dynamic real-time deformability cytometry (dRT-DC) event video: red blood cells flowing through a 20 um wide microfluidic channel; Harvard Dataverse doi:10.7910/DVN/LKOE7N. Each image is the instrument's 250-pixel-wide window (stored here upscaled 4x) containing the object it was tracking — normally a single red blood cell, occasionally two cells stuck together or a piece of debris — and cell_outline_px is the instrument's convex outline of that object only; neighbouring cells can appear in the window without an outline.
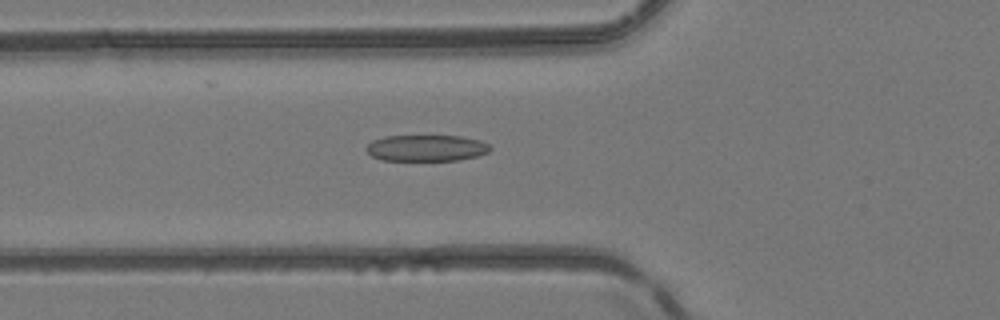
{"species": "common noctule bat (a hibernating species)", "species_latin": "Nyctalus noctula", "temperature_condition": "room temperature", "stored_images_in_passage": 51, "camera_frame_rate_fps": 3000, "um_per_image_px": 0.085, "animal": {"sex": "female", "body_mass_g": 24.6, "forearm_length_mm": 56.2}, "frame": {"image": 1, "passage_image": 19, "time_ms": 6.0, "image_size_px": [1000, 320], "cell_outline_px": [[492, 148], [488, 152], [476, 156], [456, 160], [380, 160], [372, 156], [364, 148], [372, 140], [384, 136], [460, 136], [480, 140], [488, 144]], "centroid_in_image_um": [36.21, 12.58], "position_along_channel_um": 89.6, "area_um2": 18.96}}
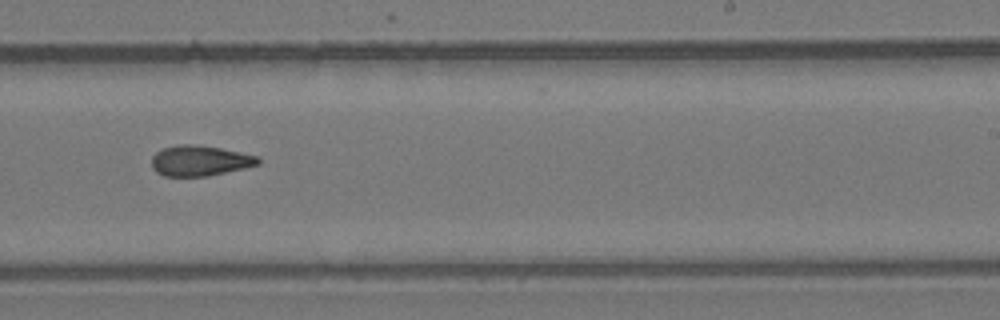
{"frame": {"image": 2, "passage_image": 32, "time_ms": 10.333, "image_size_px": [1000, 320], "cell_outline_px": [[260, 164], [244, 168], [208, 176], [164, 176], [156, 172], [152, 168], [152, 156], [156, 152], [164, 148], [180, 144], [196, 144], [220, 148], [256, 156], [260, 160]], "centroid_in_image_um": [16.96, 13.66], "position_along_channel_um": 272.0, "area_um2": 18.79}}
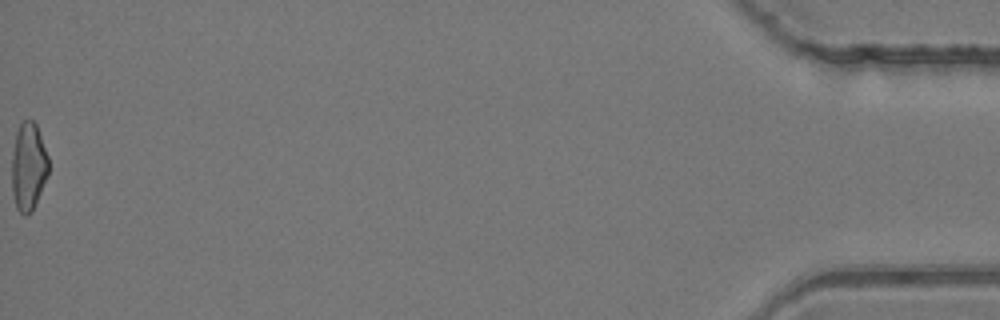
{"frame": {"image": 3, "passage_image": 51, "time_ms": 16.667, "image_size_px": [1000, 320], "cell_outline_px": [[48, 176], [36, 204], [32, 212], [24, 216], [16, 208], [12, 192], [12, 152], [16, 132], [20, 124], [24, 120], [32, 120], [36, 124], [48, 156]], "centroid_in_image_um": [2.41, 14.19], "position_along_channel_um": 432.8, "area_um2": 18.96}, "authors_computed_cell_mechanics": {"area_um2": 19.074, "velocity_mm_per_s": 4.1975, "shape_relaxation_time_tau1_ms": null, "shape_relaxation_time_tau2_ms": 3.5077, "deformation_change_tau1": null, "deformation_change_tau2": 0.1218}}